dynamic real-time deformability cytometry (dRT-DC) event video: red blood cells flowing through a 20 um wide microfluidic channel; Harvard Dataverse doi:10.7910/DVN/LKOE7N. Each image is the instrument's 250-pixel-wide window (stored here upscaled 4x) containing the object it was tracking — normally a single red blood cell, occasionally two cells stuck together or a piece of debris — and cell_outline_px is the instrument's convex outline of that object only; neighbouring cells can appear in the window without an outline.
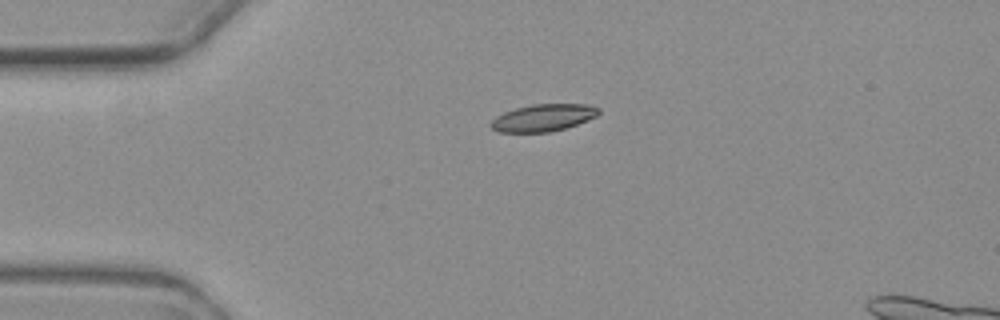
{"species": "common noctule bat (a hibernating species)", "species_latin": "Nyctalus noctula", "temperature_condition": "warm", "stored_images_in_passage": 2, "camera_frame_rate_fps": 3000, "um_per_image_px": 0.085, "animal": {"sex": "female", "body_mass_g": 19.3, "forearm_length_mm": 54.1}, "frame": {"image": 1, "passage_image": 2, "time_ms": 1.333, "image_size_px": [1000, 320], "cell_outline_px": [[600, 112], [596, 116], [576, 124], [564, 128], [548, 132], [496, 132], [488, 124], [496, 116], [504, 112], [516, 108], [532, 104], [592, 104], [600, 108]], "centroid_in_image_um": [46.16, 10.0], "position_along_channel_um": 38.8, "area_um2": 17.05}}